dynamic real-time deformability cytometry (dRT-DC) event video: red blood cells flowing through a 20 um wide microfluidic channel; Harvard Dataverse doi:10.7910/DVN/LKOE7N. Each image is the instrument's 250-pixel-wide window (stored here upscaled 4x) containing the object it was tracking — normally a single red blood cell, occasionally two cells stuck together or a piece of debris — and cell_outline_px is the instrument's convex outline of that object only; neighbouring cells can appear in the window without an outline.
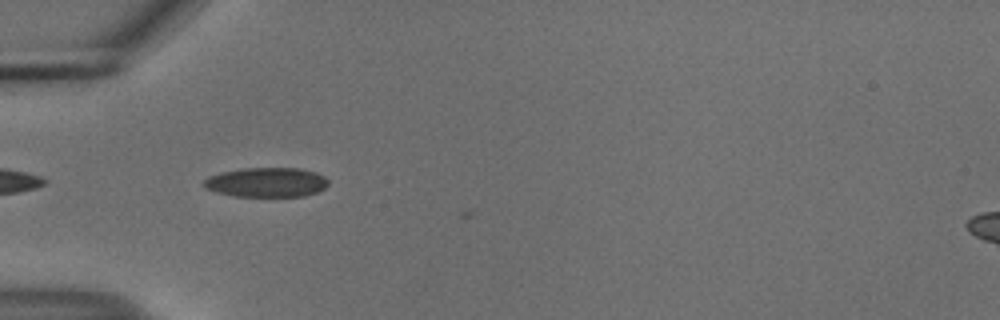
{"species": "common noctule bat (a hibernating species)", "species_latin": "Nyctalus noctula", "temperature_condition": "cold", "stored_images_in_passage": 10, "camera_frame_rate_fps": 3000, "um_per_image_px": 0.085, "animal": {"sex": "male", "body_mass_g": 18.8}, "frame": {"image": 1, "passage_image": 6, "time_ms": 1.667, "image_size_px": [1000, 320], "cell_outline_px": [[328, 184], [324, 188], [316, 192], [304, 196], [232, 196], [216, 192], [204, 188], [204, 180], [208, 176], [220, 172], [244, 168], [300, 168], [316, 172], [324, 176], [328, 180]], "centroid_in_image_um": [22.64, 15.49], "position_along_channel_um": 62.4, "area_um2": 21.5}}